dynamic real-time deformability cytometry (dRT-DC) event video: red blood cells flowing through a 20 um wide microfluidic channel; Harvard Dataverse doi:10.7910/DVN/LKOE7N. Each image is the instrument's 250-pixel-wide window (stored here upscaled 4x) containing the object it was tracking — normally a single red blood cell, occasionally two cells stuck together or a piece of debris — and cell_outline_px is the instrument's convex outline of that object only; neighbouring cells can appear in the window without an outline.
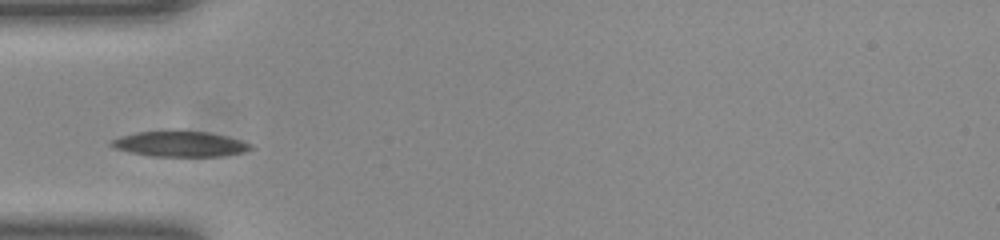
{"species": "common noctule bat (a hibernating species)", "species_latin": "Nyctalus noctula", "temperature_condition": "room temperature", "stored_images_in_passage": 30, "camera_frame_rate_fps": 3000, "um_per_image_px": 0.085, "animal": {"sex": "female", "body_mass_g": 23.0, "forearm_length_mm": 53.4}, "frame": {"image": 1, "passage_image": 1, "time_ms": 0.0, "image_size_px": [1000, 240], "cell_outline_px": [[256, 148], [244, 152], [220, 156], [152, 156], [112, 148], [108, 144], [108, 140], [120, 136], [136, 132], [208, 132], [228, 136], [252, 144]], "centroid_in_image_um": [15.29, 12.25], "position_along_channel_um": 69.7, "area_um2": 20.52}}
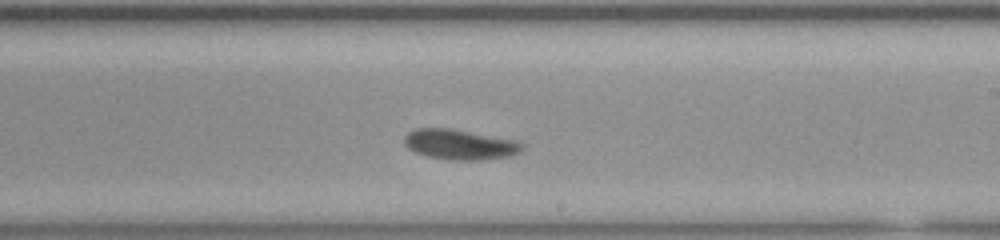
{"frame": {"image": 2, "passage_image": 15, "time_ms": 4.667, "image_size_px": [1000, 240], "cell_outline_px": [[524, 148], [520, 152], [508, 156], [480, 160], [448, 160], [428, 156], [416, 152], [408, 148], [404, 144], [404, 136], [408, 132], [416, 128], [448, 128], [516, 140], [524, 144]], "centroid_in_image_um": [39.08, 12.28], "position_along_channel_um": 249.9, "area_um2": 20.69}}
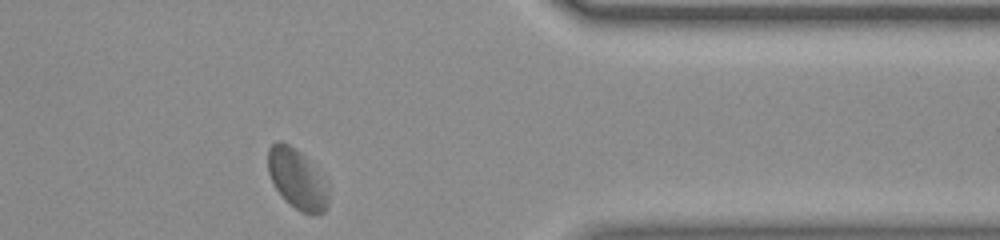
{"frame": {"image": 3, "passage_image": 27, "time_ms": 8.667, "image_size_px": [1000, 240], "cell_outline_px": [[328, 204], [324, 212], [316, 216], [312, 216], [296, 208], [276, 188], [268, 172], [268, 148], [276, 140], [280, 140], [288, 144], [300, 152], [304, 156], [324, 188], [328, 196]], "centroid_in_image_um": [25.18, 15.21], "position_along_channel_um": 386.2, "area_um2": 19.88}, "authors_computed_cell_mechanics": {"area_um2": 20.519, "velocity_mm_per_s": 3.8659, "shape_relaxation_time_tau1_ms": 5.5755, "shape_relaxation_time_tau2_ms": 1.3581, "deformation_change_tau1": 0.1125, "deformation_change_tau2": 0.0463}}